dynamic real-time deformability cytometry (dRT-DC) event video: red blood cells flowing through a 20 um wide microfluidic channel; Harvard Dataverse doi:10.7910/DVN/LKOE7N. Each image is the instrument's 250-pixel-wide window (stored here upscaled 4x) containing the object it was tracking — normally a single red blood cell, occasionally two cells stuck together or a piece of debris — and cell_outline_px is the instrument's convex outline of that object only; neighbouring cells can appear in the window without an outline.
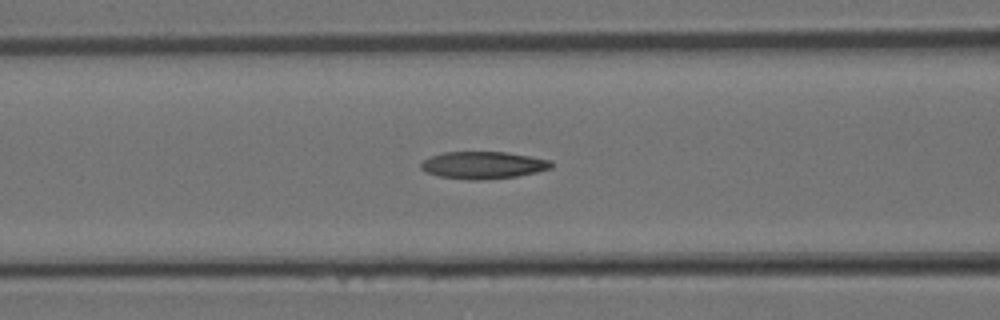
{"species": "Egyptian fruit bat (a non-hibernating species)", "species_latin": "Rousettus aegyptiacus", "temperature_condition": "room temperature", "stored_images_in_passage": 30, "camera_frame_rate_fps": 3000, "um_per_image_px": 0.085, "animal": {"sex": "female"}, "frame": {"image": 1, "passage_image": 8, "time_ms": 2.333, "image_size_px": [1000, 320], "cell_outline_px": [[552, 168], [536, 172], [516, 176], [480, 180], [468, 180], [440, 176], [428, 172], [420, 168], [420, 164], [428, 156], [444, 152], [508, 152], [552, 160]], "centroid_in_image_um": [41.07, 14.03], "position_along_channel_um": 125.5, "area_um2": 20.69}}
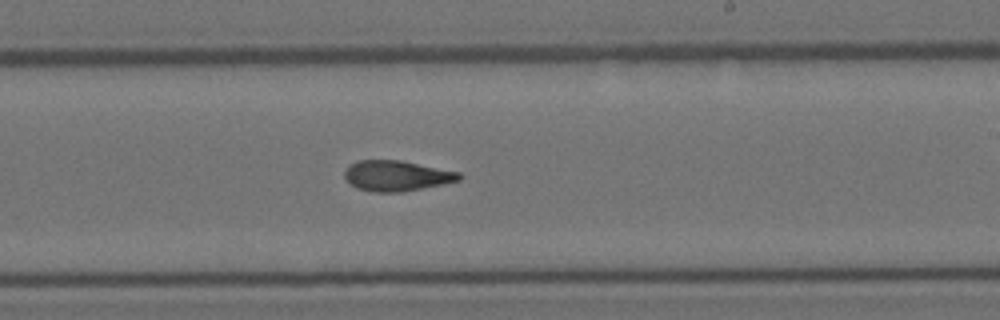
{"frame": {"image": 2, "passage_image": 15, "time_ms": 4.667, "image_size_px": [1000, 320], "cell_outline_px": [[464, 176], [460, 180], [444, 184], [400, 192], [372, 192], [356, 188], [348, 184], [344, 176], [344, 172], [348, 164], [360, 160], [400, 160], [460, 172]], "centroid_in_image_um": [33.69, 14.94], "position_along_channel_um": 255.3, "area_um2": 20.58}}
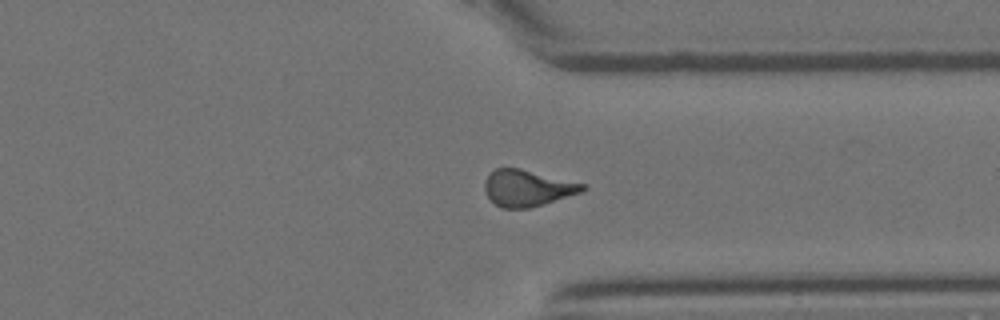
{"frame": {"image": 3, "passage_image": 21, "time_ms": 6.667, "image_size_px": [1000, 320], "cell_outline_px": [[588, 188], [580, 192], [544, 204], [528, 208], [500, 208], [488, 196], [484, 188], [484, 180], [488, 172], [496, 168], [520, 168], [584, 184]], "centroid_in_image_um": [44.78, 15.97], "position_along_channel_um": 366.6, "area_um2": 20.63}}